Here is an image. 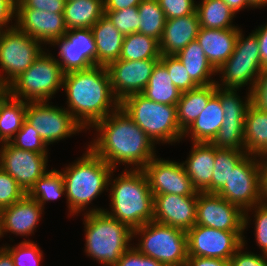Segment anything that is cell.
<instances>
[{
  "label": "cell",
  "mask_w": 267,
  "mask_h": 266,
  "mask_svg": "<svg viewBox=\"0 0 267 266\" xmlns=\"http://www.w3.org/2000/svg\"><path fill=\"white\" fill-rule=\"evenodd\" d=\"M48 51H43L26 71L5 88L10 96L25 102L49 101L63 88L65 73L55 56Z\"/></svg>",
  "instance_id": "52a82bcc"
},
{
  "label": "cell",
  "mask_w": 267,
  "mask_h": 266,
  "mask_svg": "<svg viewBox=\"0 0 267 266\" xmlns=\"http://www.w3.org/2000/svg\"><path fill=\"white\" fill-rule=\"evenodd\" d=\"M86 153L73 164L61 169L65 187V198L70 215L84 212L93 200L108 190L109 178L114 170L88 147Z\"/></svg>",
  "instance_id": "277c9868"
},
{
  "label": "cell",
  "mask_w": 267,
  "mask_h": 266,
  "mask_svg": "<svg viewBox=\"0 0 267 266\" xmlns=\"http://www.w3.org/2000/svg\"><path fill=\"white\" fill-rule=\"evenodd\" d=\"M159 41L139 32L124 35L119 59L136 61L160 59Z\"/></svg>",
  "instance_id": "836d02e7"
},
{
  "label": "cell",
  "mask_w": 267,
  "mask_h": 266,
  "mask_svg": "<svg viewBox=\"0 0 267 266\" xmlns=\"http://www.w3.org/2000/svg\"><path fill=\"white\" fill-rule=\"evenodd\" d=\"M12 146L37 153H48L47 145L38 132L25 120L22 128L9 142Z\"/></svg>",
  "instance_id": "60d3db41"
},
{
  "label": "cell",
  "mask_w": 267,
  "mask_h": 266,
  "mask_svg": "<svg viewBox=\"0 0 267 266\" xmlns=\"http://www.w3.org/2000/svg\"><path fill=\"white\" fill-rule=\"evenodd\" d=\"M138 14L140 17L139 33L160 41L167 19L158 0H143L138 5Z\"/></svg>",
  "instance_id": "8d00e7d4"
},
{
  "label": "cell",
  "mask_w": 267,
  "mask_h": 266,
  "mask_svg": "<svg viewBox=\"0 0 267 266\" xmlns=\"http://www.w3.org/2000/svg\"><path fill=\"white\" fill-rule=\"evenodd\" d=\"M240 28L209 29L200 27L197 42L208 61L218 70L234 52Z\"/></svg>",
  "instance_id": "cb8c5ba5"
},
{
  "label": "cell",
  "mask_w": 267,
  "mask_h": 266,
  "mask_svg": "<svg viewBox=\"0 0 267 266\" xmlns=\"http://www.w3.org/2000/svg\"><path fill=\"white\" fill-rule=\"evenodd\" d=\"M247 155L243 150L217 149L212 176V193H217L228 180L235 166Z\"/></svg>",
  "instance_id": "74e56055"
},
{
  "label": "cell",
  "mask_w": 267,
  "mask_h": 266,
  "mask_svg": "<svg viewBox=\"0 0 267 266\" xmlns=\"http://www.w3.org/2000/svg\"><path fill=\"white\" fill-rule=\"evenodd\" d=\"M216 84L198 86L195 89L182 92L177 102V120L184 132L205 109L209 99L215 94Z\"/></svg>",
  "instance_id": "83f0119b"
},
{
  "label": "cell",
  "mask_w": 267,
  "mask_h": 266,
  "mask_svg": "<svg viewBox=\"0 0 267 266\" xmlns=\"http://www.w3.org/2000/svg\"><path fill=\"white\" fill-rule=\"evenodd\" d=\"M25 195L17 181L0 167V210L21 200Z\"/></svg>",
  "instance_id": "f6af8a7d"
},
{
  "label": "cell",
  "mask_w": 267,
  "mask_h": 266,
  "mask_svg": "<svg viewBox=\"0 0 267 266\" xmlns=\"http://www.w3.org/2000/svg\"><path fill=\"white\" fill-rule=\"evenodd\" d=\"M66 0H16V9H38L52 13H64Z\"/></svg>",
  "instance_id": "c3c4849f"
},
{
  "label": "cell",
  "mask_w": 267,
  "mask_h": 266,
  "mask_svg": "<svg viewBox=\"0 0 267 266\" xmlns=\"http://www.w3.org/2000/svg\"><path fill=\"white\" fill-rule=\"evenodd\" d=\"M103 15V0H66L64 21L67 30L91 28Z\"/></svg>",
  "instance_id": "4dcf8cb0"
},
{
  "label": "cell",
  "mask_w": 267,
  "mask_h": 266,
  "mask_svg": "<svg viewBox=\"0 0 267 266\" xmlns=\"http://www.w3.org/2000/svg\"><path fill=\"white\" fill-rule=\"evenodd\" d=\"M245 242L230 258L231 266H267V255L244 251Z\"/></svg>",
  "instance_id": "f907efd6"
},
{
  "label": "cell",
  "mask_w": 267,
  "mask_h": 266,
  "mask_svg": "<svg viewBox=\"0 0 267 266\" xmlns=\"http://www.w3.org/2000/svg\"><path fill=\"white\" fill-rule=\"evenodd\" d=\"M245 239L244 231H223L194 225L187 231L188 256L230 260Z\"/></svg>",
  "instance_id": "4fadbf2b"
},
{
  "label": "cell",
  "mask_w": 267,
  "mask_h": 266,
  "mask_svg": "<svg viewBox=\"0 0 267 266\" xmlns=\"http://www.w3.org/2000/svg\"><path fill=\"white\" fill-rule=\"evenodd\" d=\"M176 57L182 62L188 75L197 86L216 84L212 75H218L217 70L208 61L197 40L191 41L176 54Z\"/></svg>",
  "instance_id": "4316f807"
},
{
  "label": "cell",
  "mask_w": 267,
  "mask_h": 266,
  "mask_svg": "<svg viewBox=\"0 0 267 266\" xmlns=\"http://www.w3.org/2000/svg\"><path fill=\"white\" fill-rule=\"evenodd\" d=\"M258 39L260 47V58L263 68L267 67V23L258 26L256 30L252 31Z\"/></svg>",
  "instance_id": "db71d44e"
},
{
  "label": "cell",
  "mask_w": 267,
  "mask_h": 266,
  "mask_svg": "<svg viewBox=\"0 0 267 266\" xmlns=\"http://www.w3.org/2000/svg\"><path fill=\"white\" fill-rule=\"evenodd\" d=\"M3 32H4V29L0 26V39H1V36H2Z\"/></svg>",
  "instance_id": "94428289"
},
{
  "label": "cell",
  "mask_w": 267,
  "mask_h": 266,
  "mask_svg": "<svg viewBox=\"0 0 267 266\" xmlns=\"http://www.w3.org/2000/svg\"><path fill=\"white\" fill-rule=\"evenodd\" d=\"M4 90V88L0 85V93Z\"/></svg>",
  "instance_id": "6125c7cd"
},
{
  "label": "cell",
  "mask_w": 267,
  "mask_h": 266,
  "mask_svg": "<svg viewBox=\"0 0 267 266\" xmlns=\"http://www.w3.org/2000/svg\"><path fill=\"white\" fill-rule=\"evenodd\" d=\"M185 266H231L230 260L188 256Z\"/></svg>",
  "instance_id": "f5cc1de1"
},
{
  "label": "cell",
  "mask_w": 267,
  "mask_h": 266,
  "mask_svg": "<svg viewBox=\"0 0 267 266\" xmlns=\"http://www.w3.org/2000/svg\"><path fill=\"white\" fill-rule=\"evenodd\" d=\"M37 245L28 239L12 247L6 244L3 247L10 253L15 266H40L43 251Z\"/></svg>",
  "instance_id": "f35d334b"
},
{
  "label": "cell",
  "mask_w": 267,
  "mask_h": 266,
  "mask_svg": "<svg viewBox=\"0 0 267 266\" xmlns=\"http://www.w3.org/2000/svg\"><path fill=\"white\" fill-rule=\"evenodd\" d=\"M115 266H165L161 262L145 256L133 246L120 257Z\"/></svg>",
  "instance_id": "681fc988"
},
{
  "label": "cell",
  "mask_w": 267,
  "mask_h": 266,
  "mask_svg": "<svg viewBox=\"0 0 267 266\" xmlns=\"http://www.w3.org/2000/svg\"><path fill=\"white\" fill-rule=\"evenodd\" d=\"M239 29L234 52L217 70L222 76L216 81L217 87L227 89H242L248 86V92L255 85L263 66L260 58V47L257 36L252 32L244 37Z\"/></svg>",
  "instance_id": "9c48e42d"
},
{
  "label": "cell",
  "mask_w": 267,
  "mask_h": 266,
  "mask_svg": "<svg viewBox=\"0 0 267 266\" xmlns=\"http://www.w3.org/2000/svg\"><path fill=\"white\" fill-rule=\"evenodd\" d=\"M16 19V0H0V26L6 30L16 26L8 25L12 20Z\"/></svg>",
  "instance_id": "816d5d0a"
},
{
  "label": "cell",
  "mask_w": 267,
  "mask_h": 266,
  "mask_svg": "<svg viewBox=\"0 0 267 266\" xmlns=\"http://www.w3.org/2000/svg\"><path fill=\"white\" fill-rule=\"evenodd\" d=\"M42 45V46H41ZM35 38L17 26L4 30L0 39V85L5 89L20 74L26 71L46 49Z\"/></svg>",
  "instance_id": "30bf717a"
},
{
  "label": "cell",
  "mask_w": 267,
  "mask_h": 266,
  "mask_svg": "<svg viewBox=\"0 0 267 266\" xmlns=\"http://www.w3.org/2000/svg\"><path fill=\"white\" fill-rule=\"evenodd\" d=\"M198 196L154 195L153 220L188 231L196 222Z\"/></svg>",
  "instance_id": "d6986e66"
},
{
  "label": "cell",
  "mask_w": 267,
  "mask_h": 266,
  "mask_svg": "<svg viewBox=\"0 0 267 266\" xmlns=\"http://www.w3.org/2000/svg\"><path fill=\"white\" fill-rule=\"evenodd\" d=\"M200 29L198 14L167 19L159 41L161 56L176 55L191 41L196 40Z\"/></svg>",
  "instance_id": "603a6c76"
},
{
  "label": "cell",
  "mask_w": 267,
  "mask_h": 266,
  "mask_svg": "<svg viewBox=\"0 0 267 266\" xmlns=\"http://www.w3.org/2000/svg\"><path fill=\"white\" fill-rule=\"evenodd\" d=\"M158 2L166 19L188 16L196 11L194 0H158Z\"/></svg>",
  "instance_id": "bcb514c9"
},
{
  "label": "cell",
  "mask_w": 267,
  "mask_h": 266,
  "mask_svg": "<svg viewBox=\"0 0 267 266\" xmlns=\"http://www.w3.org/2000/svg\"><path fill=\"white\" fill-rule=\"evenodd\" d=\"M237 91L240 90L220 87V103L224 116L246 117L247 110L251 105L250 92L247 93V97L245 96V100H243Z\"/></svg>",
  "instance_id": "7bdbcfd3"
},
{
  "label": "cell",
  "mask_w": 267,
  "mask_h": 266,
  "mask_svg": "<svg viewBox=\"0 0 267 266\" xmlns=\"http://www.w3.org/2000/svg\"><path fill=\"white\" fill-rule=\"evenodd\" d=\"M96 45V65L107 67L121 54L124 35L104 14L91 28Z\"/></svg>",
  "instance_id": "d4e9b609"
},
{
  "label": "cell",
  "mask_w": 267,
  "mask_h": 266,
  "mask_svg": "<svg viewBox=\"0 0 267 266\" xmlns=\"http://www.w3.org/2000/svg\"><path fill=\"white\" fill-rule=\"evenodd\" d=\"M160 62L166 67L173 84L182 92L197 88L198 86L188 75L187 69L176 55H165L160 57Z\"/></svg>",
  "instance_id": "b9f144b4"
},
{
  "label": "cell",
  "mask_w": 267,
  "mask_h": 266,
  "mask_svg": "<svg viewBox=\"0 0 267 266\" xmlns=\"http://www.w3.org/2000/svg\"><path fill=\"white\" fill-rule=\"evenodd\" d=\"M217 194L243 211L261 203L260 158L247 154L231 171Z\"/></svg>",
  "instance_id": "7c38bea8"
},
{
  "label": "cell",
  "mask_w": 267,
  "mask_h": 266,
  "mask_svg": "<svg viewBox=\"0 0 267 266\" xmlns=\"http://www.w3.org/2000/svg\"><path fill=\"white\" fill-rule=\"evenodd\" d=\"M236 14L240 10L245 8H254L255 7L249 2V0H223Z\"/></svg>",
  "instance_id": "6f0895ef"
},
{
  "label": "cell",
  "mask_w": 267,
  "mask_h": 266,
  "mask_svg": "<svg viewBox=\"0 0 267 266\" xmlns=\"http://www.w3.org/2000/svg\"><path fill=\"white\" fill-rule=\"evenodd\" d=\"M254 210V230H255V239L256 244L261 250V254L263 252L264 255H267V203H259L253 206L252 208L244 211V229L250 225L249 221H251L249 213Z\"/></svg>",
  "instance_id": "ab89813d"
},
{
  "label": "cell",
  "mask_w": 267,
  "mask_h": 266,
  "mask_svg": "<svg viewBox=\"0 0 267 266\" xmlns=\"http://www.w3.org/2000/svg\"><path fill=\"white\" fill-rule=\"evenodd\" d=\"M249 2L255 7V8H261L267 6V0H249Z\"/></svg>",
  "instance_id": "91938a15"
},
{
  "label": "cell",
  "mask_w": 267,
  "mask_h": 266,
  "mask_svg": "<svg viewBox=\"0 0 267 266\" xmlns=\"http://www.w3.org/2000/svg\"><path fill=\"white\" fill-rule=\"evenodd\" d=\"M27 102L16 99L4 89L0 93V140L10 142L22 128L26 117Z\"/></svg>",
  "instance_id": "f546056e"
},
{
  "label": "cell",
  "mask_w": 267,
  "mask_h": 266,
  "mask_svg": "<svg viewBox=\"0 0 267 266\" xmlns=\"http://www.w3.org/2000/svg\"><path fill=\"white\" fill-rule=\"evenodd\" d=\"M44 209L27 194L11 206L0 210V238L10 233L30 236L38 227Z\"/></svg>",
  "instance_id": "44dd1931"
},
{
  "label": "cell",
  "mask_w": 267,
  "mask_h": 266,
  "mask_svg": "<svg viewBox=\"0 0 267 266\" xmlns=\"http://www.w3.org/2000/svg\"><path fill=\"white\" fill-rule=\"evenodd\" d=\"M48 153L22 150L6 142L0 146V167L13 177L27 194L47 170Z\"/></svg>",
  "instance_id": "5bb4252c"
},
{
  "label": "cell",
  "mask_w": 267,
  "mask_h": 266,
  "mask_svg": "<svg viewBox=\"0 0 267 266\" xmlns=\"http://www.w3.org/2000/svg\"><path fill=\"white\" fill-rule=\"evenodd\" d=\"M143 0H103L104 11H117L138 6Z\"/></svg>",
  "instance_id": "11a10c76"
},
{
  "label": "cell",
  "mask_w": 267,
  "mask_h": 266,
  "mask_svg": "<svg viewBox=\"0 0 267 266\" xmlns=\"http://www.w3.org/2000/svg\"><path fill=\"white\" fill-rule=\"evenodd\" d=\"M251 105L260 111L267 112V67L259 74L250 91Z\"/></svg>",
  "instance_id": "7dc6e473"
},
{
  "label": "cell",
  "mask_w": 267,
  "mask_h": 266,
  "mask_svg": "<svg viewBox=\"0 0 267 266\" xmlns=\"http://www.w3.org/2000/svg\"><path fill=\"white\" fill-rule=\"evenodd\" d=\"M27 195L44 209L46 202L55 201L66 195L62 173L56 169L49 170L35 182Z\"/></svg>",
  "instance_id": "e575fe53"
},
{
  "label": "cell",
  "mask_w": 267,
  "mask_h": 266,
  "mask_svg": "<svg viewBox=\"0 0 267 266\" xmlns=\"http://www.w3.org/2000/svg\"><path fill=\"white\" fill-rule=\"evenodd\" d=\"M104 14L123 35L139 32L138 6L117 11H104Z\"/></svg>",
  "instance_id": "ee69618b"
},
{
  "label": "cell",
  "mask_w": 267,
  "mask_h": 266,
  "mask_svg": "<svg viewBox=\"0 0 267 266\" xmlns=\"http://www.w3.org/2000/svg\"><path fill=\"white\" fill-rule=\"evenodd\" d=\"M223 117L224 112L220 103V87H217L215 94L209 99L205 109L183 132L182 138L190 136L192 143H210L220 130Z\"/></svg>",
  "instance_id": "484cf974"
},
{
  "label": "cell",
  "mask_w": 267,
  "mask_h": 266,
  "mask_svg": "<svg viewBox=\"0 0 267 266\" xmlns=\"http://www.w3.org/2000/svg\"><path fill=\"white\" fill-rule=\"evenodd\" d=\"M49 103L27 102L25 117L47 146L84 130L65 107L60 108Z\"/></svg>",
  "instance_id": "8fae6325"
},
{
  "label": "cell",
  "mask_w": 267,
  "mask_h": 266,
  "mask_svg": "<svg viewBox=\"0 0 267 266\" xmlns=\"http://www.w3.org/2000/svg\"><path fill=\"white\" fill-rule=\"evenodd\" d=\"M159 61L160 59L136 61L118 59L110 63L106 68L115 98L121 102L130 95L142 93Z\"/></svg>",
  "instance_id": "ac0fdd59"
},
{
  "label": "cell",
  "mask_w": 267,
  "mask_h": 266,
  "mask_svg": "<svg viewBox=\"0 0 267 266\" xmlns=\"http://www.w3.org/2000/svg\"><path fill=\"white\" fill-rule=\"evenodd\" d=\"M16 26L42 44H52L68 31L64 13H50L38 9H16Z\"/></svg>",
  "instance_id": "ffe728a7"
},
{
  "label": "cell",
  "mask_w": 267,
  "mask_h": 266,
  "mask_svg": "<svg viewBox=\"0 0 267 266\" xmlns=\"http://www.w3.org/2000/svg\"><path fill=\"white\" fill-rule=\"evenodd\" d=\"M62 89L67 96L66 109L87 130L120 106L105 66L95 65L65 73Z\"/></svg>",
  "instance_id": "7a4b0ae2"
},
{
  "label": "cell",
  "mask_w": 267,
  "mask_h": 266,
  "mask_svg": "<svg viewBox=\"0 0 267 266\" xmlns=\"http://www.w3.org/2000/svg\"><path fill=\"white\" fill-rule=\"evenodd\" d=\"M142 170L153 195L198 196L181 162L155 156Z\"/></svg>",
  "instance_id": "9a60e30c"
},
{
  "label": "cell",
  "mask_w": 267,
  "mask_h": 266,
  "mask_svg": "<svg viewBox=\"0 0 267 266\" xmlns=\"http://www.w3.org/2000/svg\"><path fill=\"white\" fill-rule=\"evenodd\" d=\"M0 266H15L10 253L4 247H0Z\"/></svg>",
  "instance_id": "680465c9"
},
{
  "label": "cell",
  "mask_w": 267,
  "mask_h": 266,
  "mask_svg": "<svg viewBox=\"0 0 267 266\" xmlns=\"http://www.w3.org/2000/svg\"><path fill=\"white\" fill-rule=\"evenodd\" d=\"M199 3L196 2V12L200 27L209 29L239 28L232 24L236 15L223 0H201Z\"/></svg>",
  "instance_id": "d6a6232c"
},
{
  "label": "cell",
  "mask_w": 267,
  "mask_h": 266,
  "mask_svg": "<svg viewBox=\"0 0 267 266\" xmlns=\"http://www.w3.org/2000/svg\"><path fill=\"white\" fill-rule=\"evenodd\" d=\"M244 123L245 117L224 116L220 130L210 143L217 149L245 151Z\"/></svg>",
  "instance_id": "d590c367"
},
{
  "label": "cell",
  "mask_w": 267,
  "mask_h": 266,
  "mask_svg": "<svg viewBox=\"0 0 267 266\" xmlns=\"http://www.w3.org/2000/svg\"><path fill=\"white\" fill-rule=\"evenodd\" d=\"M83 219L87 257L104 266H115L132 247L133 230L97 206L86 210Z\"/></svg>",
  "instance_id": "5b68a950"
},
{
  "label": "cell",
  "mask_w": 267,
  "mask_h": 266,
  "mask_svg": "<svg viewBox=\"0 0 267 266\" xmlns=\"http://www.w3.org/2000/svg\"><path fill=\"white\" fill-rule=\"evenodd\" d=\"M192 145L189 157L182 165L197 192L212 193L215 146L203 142H193Z\"/></svg>",
  "instance_id": "7402d4cb"
},
{
  "label": "cell",
  "mask_w": 267,
  "mask_h": 266,
  "mask_svg": "<svg viewBox=\"0 0 267 266\" xmlns=\"http://www.w3.org/2000/svg\"><path fill=\"white\" fill-rule=\"evenodd\" d=\"M260 192L262 202L267 203V155L260 157Z\"/></svg>",
  "instance_id": "9f6ffc18"
},
{
  "label": "cell",
  "mask_w": 267,
  "mask_h": 266,
  "mask_svg": "<svg viewBox=\"0 0 267 266\" xmlns=\"http://www.w3.org/2000/svg\"><path fill=\"white\" fill-rule=\"evenodd\" d=\"M245 152L249 155H267V112L250 105L244 123Z\"/></svg>",
  "instance_id": "f1b7e54d"
},
{
  "label": "cell",
  "mask_w": 267,
  "mask_h": 266,
  "mask_svg": "<svg viewBox=\"0 0 267 266\" xmlns=\"http://www.w3.org/2000/svg\"><path fill=\"white\" fill-rule=\"evenodd\" d=\"M141 94L154 102L166 105H177L181 96V92L173 84L166 67L160 61L154 67Z\"/></svg>",
  "instance_id": "1f68e13d"
},
{
  "label": "cell",
  "mask_w": 267,
  "mask_h": 266,
  "mask_svg": "<svg viewBox=\"0 0 267 266\" xmlns=\"http://www.w3.org/2000/svg\"><path fill=\"white\" fill-rule=\"evenodd\" d=\"M91 128L98 133L88 148L114 170L118 164L143 169L156 156V144L120 106Z\"/></svg>",
  "instance_id": "6da1fadb"
},
{
  "label": "cell",
  "mask_w": 267,
  "mask_h": 266,
  "mask_svg": "<svg viewBox=\"0 0 267 266\" xmlns=\"http://www.w3.org/2000/svg\"><path fill=\"white\" fill-rule=\"evenodd\" d=\"M120 107L155 144L180 142L183 131L177 120L176 105L154 102L140 94H133L120 102Z\"/></svg>",
  "instance_id": "8992f818"
},
{
  "label": "cell",
  "mask_w": 267,
  "mask_h": 266,
  "mask_svg": "<svg viewBox=\"0 0 267 266\" xmlns=\"http://www.w3.org/2000/svg\"><path fill=\"white\" fill-rule=\"evenodd\" d=\"M134 246L140 253L165 266H185L188 258L187 232L156 221L133 230ZM140 239V240H139Z\"/></svg>",
  "instance_id": "ba28073f"
},
{
  "label": "cell",
  "mask_w": 267,
  "mask_h": 266,
  "mask_svg": "<svg viewBox=\"0 0 267 266\" xmlns=\"http://www.w3.org/2000/svg\"><path fill=\"white\" fill-rule=\"evenodd\" d=\"M58 46L57 58L64 73L88 69L96 65V45L90 28L68 30L50 46Z\"/></svg>",
  "instance_id": "e0dca14e"
},
{
  "label": "cell",
  "mask_w": 267,
  "mask_h": 266,
  "mask_svg": "<svg viewBox=\"0 0 267 266\" xmlns=\"http://www.w3.org/2000/svg\"><path fill=\"white\" fill-rule=\"evenodd\" d=\"M195 225L223 231H245L244 211L217 193L198 192Z\"/></svg>",
  "instance_id": "2e32d148"
},
{
  "label": "cell",
  "mask_w": 267,
  "mask_h": 266,
  "mask_svg": "<svg viewBox=\"0 0 267 266\" xmlns=\"http://www.w3.org/2000/svg\"><path fill=\"white\" fill-rule=\"evenodd\" d=\"M114 172L108 183L111 211H104L132 230L153 221L154 195L144 171L124 169L118 177L112 179Z\"/></svg>",
  "instance_id": "3957f363"
}]
</instances>
